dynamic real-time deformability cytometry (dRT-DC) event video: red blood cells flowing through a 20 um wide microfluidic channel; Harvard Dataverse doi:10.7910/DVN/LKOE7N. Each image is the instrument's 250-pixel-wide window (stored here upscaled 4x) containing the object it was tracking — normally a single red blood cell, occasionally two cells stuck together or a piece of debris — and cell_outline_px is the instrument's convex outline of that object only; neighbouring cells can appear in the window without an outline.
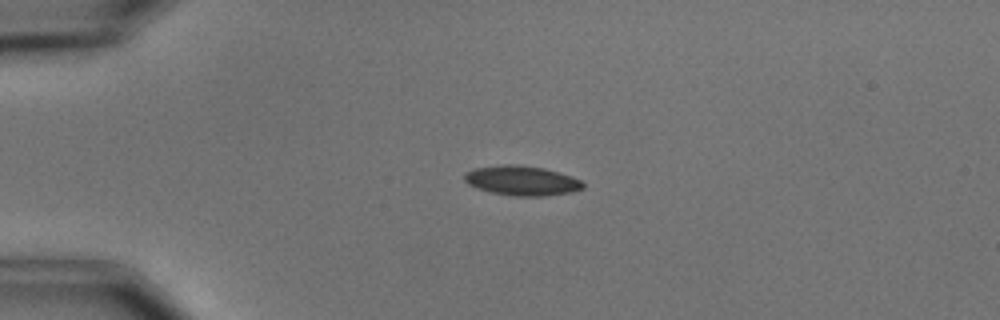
{"species": "common noctule bat (a hibernating species)", "species_latin": "Nyctalus noctula", "temperature_condition": "cold", "stored_images_in_passage": 3, "camera_frame_rate_fps": 3000, "um_per_image_px": 0.085, "animal": {"sex": "male", "body_mass_g": 15.6}, "frame": {"image": 1, "passage_image": 1, "time_ms": 0.0, "image_size_px": [1000, 320], "cell_outline_px": [[584, 188], [572, 192], [544, 196], [512, 196], [492, 192], [476, 188], [468, 184], [464, 180], [464, 172], [476, 168], [504, 164], [512, 164], [544, 168], [580, 180], [584, 184]], "centroid_in_image_um": [44.32, 15.36], "position_along_channel_um": 40.7, "area_um2": 20.35}}